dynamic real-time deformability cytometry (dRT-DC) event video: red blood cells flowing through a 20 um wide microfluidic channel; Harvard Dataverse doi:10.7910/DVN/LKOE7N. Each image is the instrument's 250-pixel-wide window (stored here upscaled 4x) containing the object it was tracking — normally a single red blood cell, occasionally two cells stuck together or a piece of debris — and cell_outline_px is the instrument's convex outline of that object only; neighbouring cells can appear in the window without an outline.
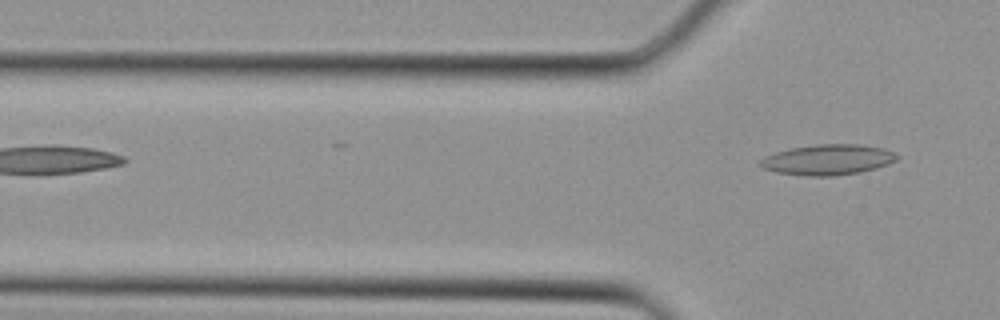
{"species": "Egyptian fruit bat (a non-hibernating species)", "species_latin": "Rousettus aegyptiacus", "temperature_condition": "cold", "stored_images_in_passage": 2, "camera_frame_rate_fps": 3000, "um_per_image_px": 0.085, "animal": {"sex": "female"}, "frame": {"image": 1, "passage_image": 2, "time_ms": 0.333, "image_size_px": [1000, 320], "cell_outline_px": [[900, 156], [896, 160], [888, 164], [876, 168], [860, 172], [832, 176], [804, 176], [776, 172], [764, 168], [760, 164], [760, 160], [764, 156], [776, 152], [792, 148], [816, 144], [860, 144], [884, 148]], "centroid_in_image_um": [70.38, 13.57], "position_along_channel_um": 55.4, "area_um2": 24.28}}